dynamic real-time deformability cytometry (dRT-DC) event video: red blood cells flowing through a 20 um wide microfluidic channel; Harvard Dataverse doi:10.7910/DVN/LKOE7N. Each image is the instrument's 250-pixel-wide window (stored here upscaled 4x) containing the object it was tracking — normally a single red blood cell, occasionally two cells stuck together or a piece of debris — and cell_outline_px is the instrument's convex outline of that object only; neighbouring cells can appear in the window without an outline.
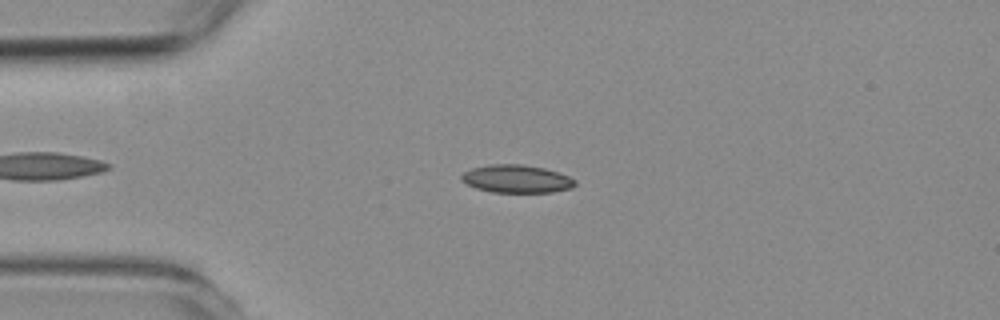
{"species": "common noctule bat (a hibernating species)", "species_latin": "Nyctalus noctula", "temperature_condition": "room temperature", "stored_images_in_passage": 47, "camera_frame_rate_fps": 3000, "um_per_image_px": 0.085, "animal": {"sex": "female", "body_mass_g": 19.3, "forearm_length_mm": 54.1}, "frame": {"image": 1, "passage_image": 6, "time_ms": 1.667, "image_size_px": [1000, 320], "cell_outline_px": [[576, 184], [572, 188], [552, 192], [492, 192], [476, 188], [460, 180], [460, 176], [464, 172], [472, 168], [488, 164], [524, 164], [544, 168], [568, 176], [576, 180]], "centroid_in_image_um": [43.9, 15.2], "position_along_channel_um": 41.1, "area_um2": 18.5}}
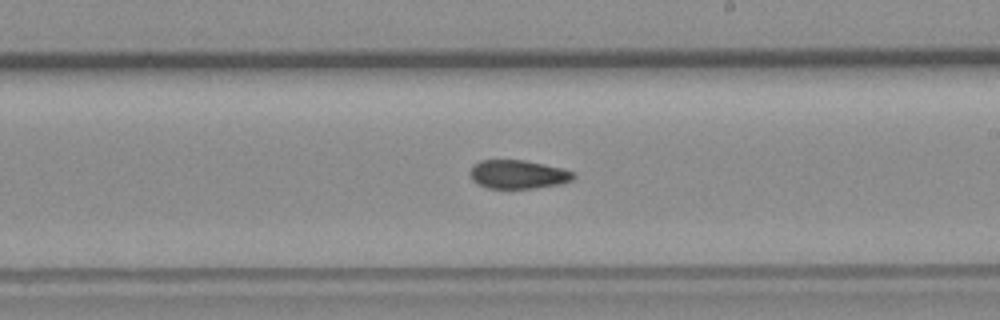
{"frame": {"image": 2, "passage_image": 24, "time_ms": 7.667, "image_size_px": [1000, 320], "cell_outline_px": [[576, 176], [572, 180], [560, 184], [536, 188], [488, 188], [476, 184], [472, 180], [468, 172], [472, 164], [480, 160], [524, 160], [560, 168], [572, 172]], "centroid_in_image_um": [43.96, 14.82], "position_along_channel_um": 245.0, "area_um2": 17.34}}
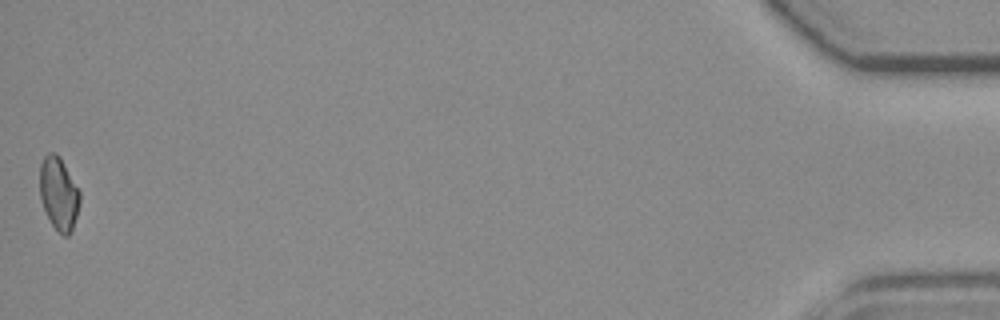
{"frame": {"image": 3, "passage_image": 47, "time_ms": 15.333, "image_size_px": [1000, 320], "cell_outline_px": [[80, 204], [72, 232], [68, 236], [64, 236], [52, 224], [40, 200], [40, 164], [44, 156], [48, 152], [56, 152], [60, 156], [80, 192]], "centroid_in_image_um": [5.0, 16.44], "position_along_channel_um": 430.2, "area_um2": 17.05}, "authors_computed_cell_mechanics": {"area_um2": 17.7446, "velocity_mm_per_s": 3.7835, "shape_relaxation_time_tau1_ms": null, "shape_relaxation_time_tau2_ms": 6.5274, "deformation_change_tau1": null, "deformation_change_tau2": 0.1025}}